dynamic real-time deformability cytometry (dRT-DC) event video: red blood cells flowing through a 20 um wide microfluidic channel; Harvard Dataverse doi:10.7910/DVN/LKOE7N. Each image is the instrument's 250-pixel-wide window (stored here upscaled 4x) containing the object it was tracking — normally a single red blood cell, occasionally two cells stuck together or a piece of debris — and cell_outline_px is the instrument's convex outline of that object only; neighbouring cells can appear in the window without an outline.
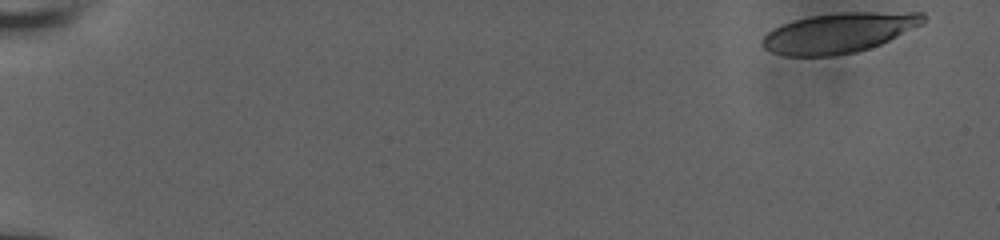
{"species": "human", "species_latin": "Homo sapiens", "temperature_condition": "room temperature", "stored_images_in_passage": 55, "camera_frame_rate_fps": 3000, "um_per_image_px": 0.085, "donor": {"sex": "male"}, "frame": {"image": 1, "passage_image": 1, "time_ms": 0.0, "image_size_px": [1000, 240], "cell_outline_px": [[924, 24], [880, 44], [856, 52], [832, 56], [784, 56], [772, 52], [764, 48], [760, 44], [760, 40], [768, 32], [792, 20], [808, 16], [848, 12], [924, 12]], "centroid_in_image_um": [71.3, 2.79], "position_along_channel_um": 13.7, "area_um2": 37.51}}
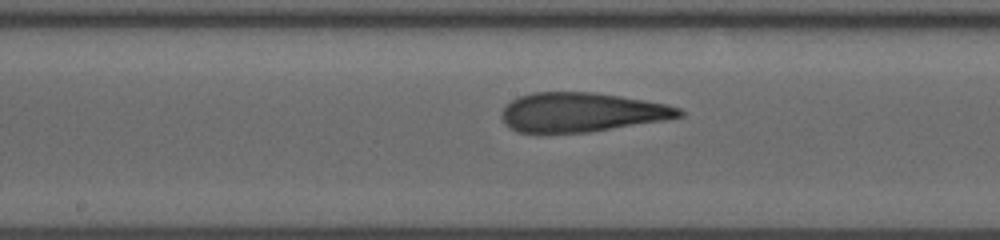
{"frame": {"image": 2, "passage_image": 30, "time_ms": 9.667, "image_size_px": [1000, 240], "cell_outline_px": [[684, 116], [664, 120], [588, 132], [540, 136], [516, 132], [508, 128], [504, 124], [500, 116], [500, 112], [512, 100], [520, 96], [532, 92], [592, 92], [620, 96], [668, 104], [680, 108], [684, 112]], "centroid_in_image_um": [49.35, 9.58], "position_along_channel_um": 198.9, "area_um2": 41.62}}
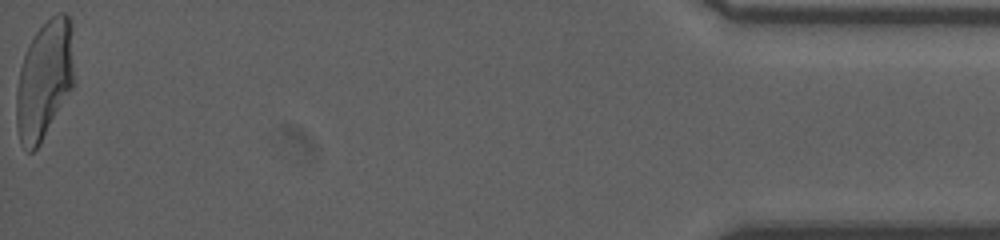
{"frame": {"image": 3, "passage_image": 55, "time_ms": 18.0, "image_size_px": [1000, 240], "cell_outline_px": [[72, 88], [40, 144], [32, 152], [28, 152], [20, 144], [16, 124], [16, 92], [20, 68], [24, 56], [36, 32], [56, 12], [64, 12], [68, 16], [72, 24]], "centroid_in_image_um": [3.75, 6.82], "position_along_channel_um": 431.5, "area_um2": 39.42}, "authors_computed_cell_mechanics": {"area_um2": 40.2288, "velocity_mm_per_s": 3.8325, "shape_relaxation_time_tau1_ms": 5.6884, "shape_relaxation_time_tau2_ms": 1.6556, "deformation_change_tau1": 0.2435, "deformation_change_tau2": 0.1199}}